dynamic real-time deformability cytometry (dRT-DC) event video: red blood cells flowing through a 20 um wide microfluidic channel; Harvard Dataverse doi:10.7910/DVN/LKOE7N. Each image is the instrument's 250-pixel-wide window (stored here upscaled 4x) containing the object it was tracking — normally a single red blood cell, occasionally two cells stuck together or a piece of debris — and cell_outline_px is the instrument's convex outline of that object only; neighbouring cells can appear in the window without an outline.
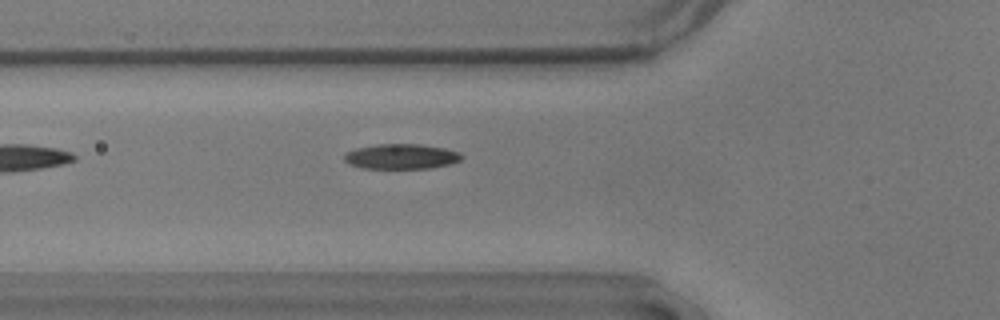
{"species": "common noctule bat (a hibernating species)", "species_latin": "Nyctalus noctula", "temperature_condition": "warm", "stored_images_in_passage": 23, "camera_frame_rate_fps": 3000, "um_per_image_px": 0.085, "animal": {"sex": "male", "body_mass_g": 17.9}, "frame": {"image": 1, "passage_image": 4, "time_ms": 1.0, "image_size_px": [1000, 320], "cell_outline_px": [[464, 156], [460, 160], [452, 164], [432, 168], [364, 168], [348, 164], [344, 160], [344, 152], [356, 148], [376, 144], [420, 144], [444, 148], [460, 152]], "centroid_in_image_um": [34.11, 13.3], "position_along_channel_um": 91.7, "area_um2": 17.34}}
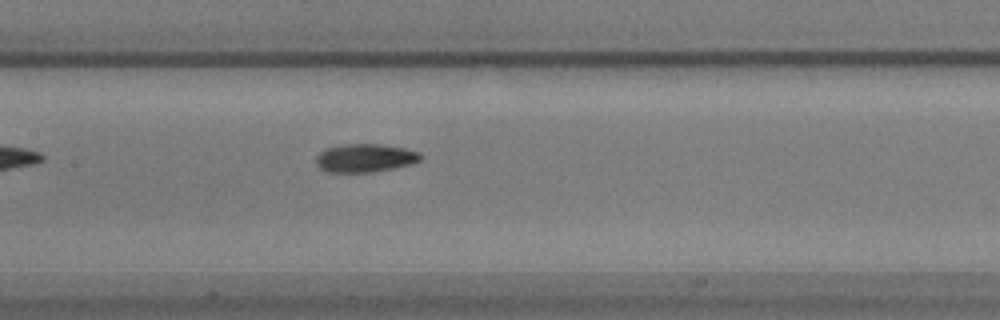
{"frame": {"image": 2, "passage_image": 11, "time_ms": 3.333, "image_size_px": [1000, 320], "cell_outline_px": [[420, 160], [412, 164], [372, 172], [324, 172], [316, 164], [316, 156], [324, 148], [344, 144], [380, 144], [404, 148], [420, 152]], "centroid_in_image_um": [30.99, 13.43], "position_along_channel_um": 176.4, "area_um2": 17.28}}
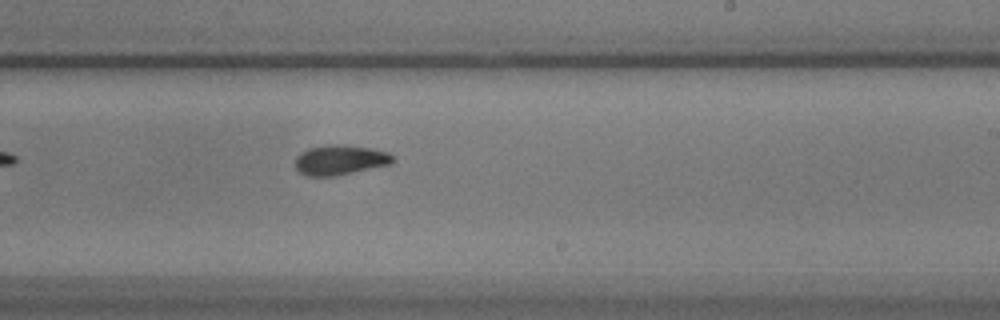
{"frame": {"image": 3, "passage_image": 18, "time_ms": 5.667, "image_size_px": [1000, 320], "cell_outline_px": [[396, 160], [392, 164], [336, 176], [308, 176], [300, 172], [296, 168], [296, 156], [300, 152], [308, 148], [324, 144], [340, 144], [372, 148], [388, 152]], "centroid_in_image_um": [28.92, 13.58], "position_along_channel_um": 260.1, "area_um2": 17.28}}